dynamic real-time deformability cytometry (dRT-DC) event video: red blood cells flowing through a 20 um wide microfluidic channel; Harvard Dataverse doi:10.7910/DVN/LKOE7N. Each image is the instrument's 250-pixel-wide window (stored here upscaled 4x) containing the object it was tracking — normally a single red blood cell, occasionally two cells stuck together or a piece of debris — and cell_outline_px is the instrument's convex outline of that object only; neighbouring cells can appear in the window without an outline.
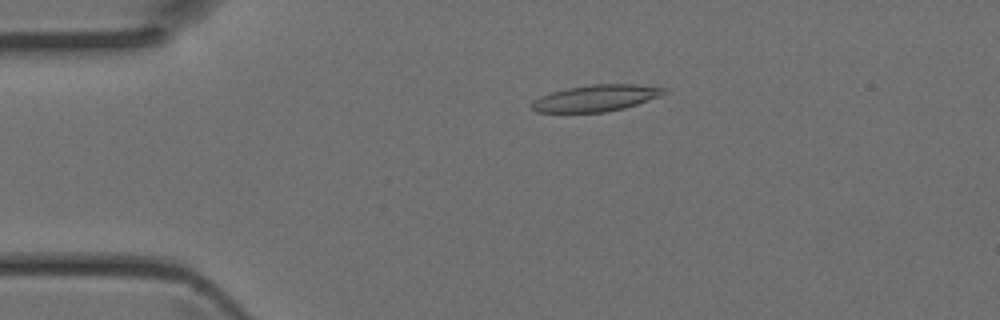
{"species": "Egyptian fruit bat (a non-hibernating species)", "species_latin": "Rousettus aegyptiacus", "temperature_condition": "room temperature", "stored_images_in_passage": 40, "camera_frame_rate_fps": 3000, "um_per_image_px": 0.085, "animal": {"sex": "female"}, "frame": {"image": 1, "passage_image": 5, "time_ms": 1.333, "image_size_px": [1000, 320], "cell_outline_px": [[668, 92], [660, 96], [624, 108], [604, 112], [536, 112], [532, 108], [532, 104], [540, 96], [552, 92], [568, 88], [592, 84], [636, 84], [664, 88]], "centroid_in_image_um": [50.68, 8.33], "position_along_channel_um": 34.3, "area_um2": 20.11}}
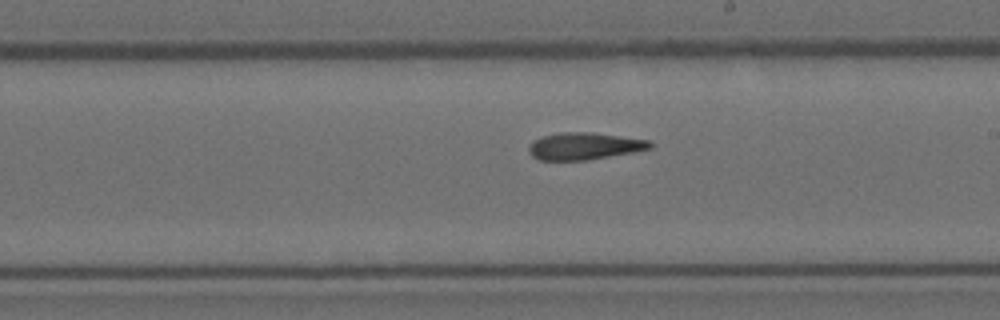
{"frame": {"image": 2, "passage_image": 21, "time_ms": 6.667, "image_size_px": [1000, 320], "cell_outline_px": [[652, 148], [636, 152], [588, 160], [540, 160], [532, 156], [528, 152], [528, 148], [532, 140], [544, 136], [560, 132], [592, 132], [648, 140], [652, 144]], "centroid_in_image_um": [49.66, 12.42], "position_along_channel_um": 239.3, "area_um2": 19.25}}
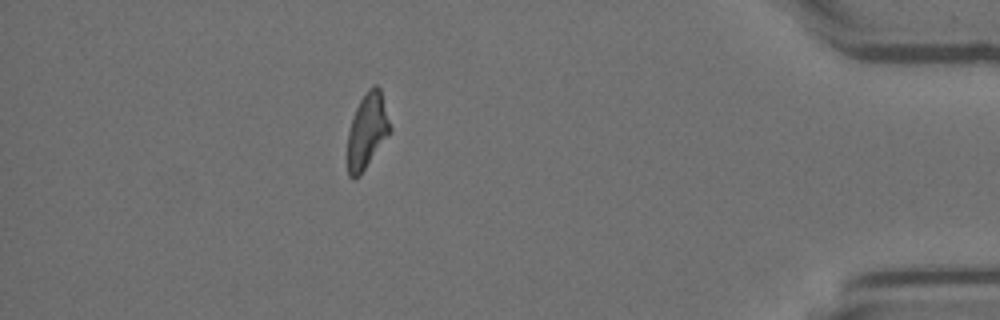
{"frame": {"image": 3, "passage_image": 35, "time_ms": 11.333, "image_size_px": [1000, 320], "cell_outline_px": [[392, 132], [360, 176], [352, 180], [348, 176], [348, 132], [356, 108], [360, 100], [368, 88], [372, 84], [376, 84], [380, 88], [392, 128]], "centroid_in_image_um": [31.23, 11.14], "position_along_channel_um": 404.0, "area_um2": 18.9}}